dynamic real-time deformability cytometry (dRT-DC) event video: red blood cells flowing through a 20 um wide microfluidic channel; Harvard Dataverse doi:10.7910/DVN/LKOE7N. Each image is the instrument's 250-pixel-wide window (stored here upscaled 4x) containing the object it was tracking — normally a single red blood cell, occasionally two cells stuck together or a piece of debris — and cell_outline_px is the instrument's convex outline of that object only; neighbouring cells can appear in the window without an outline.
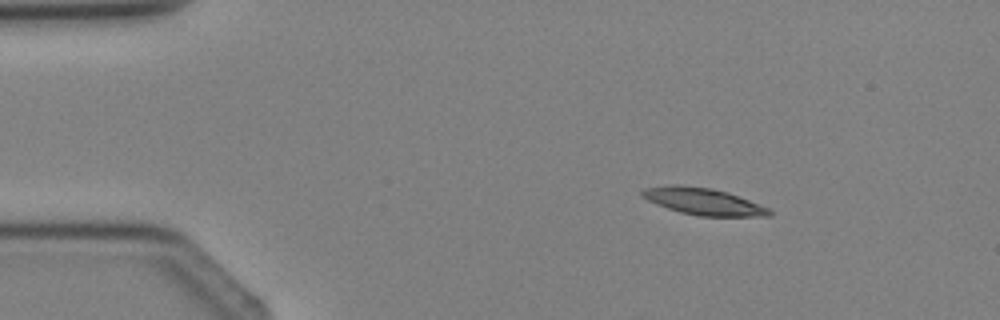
{"species": "Egyptian fruit bat (a non-hibernating species)", "species_latin": "Rousettus aegyptiacus", "temperature_condition": "cold", "stored_images_in_passage": 4, "camera_frame_rate_fps": 3000, "um_per_image_px": 0.085, "animal": {"sex": "female"}, "frame": {"image": 1, "passage_image": 2, "time_ms": 1.333, "image_size_px": [1000, 320], "cell_outline_px": [[772, 216], [700, 216], [680, 212], [656, 204], [648, 200], [640, 192], [644, 188], [676, 184], [680, 184], [712, 188], [728, 192], [768, 208], [772, 212]], "centroid_in_image_um": [59.78, 17.11], "position_along_channel_um": 25.2, "area_um2": 19.71}}